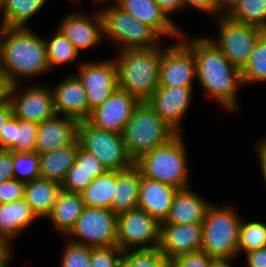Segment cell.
Returning <instances> with one entry per match:
<instances>
[{"mask_svg":"<svg viewBox=\"0 0 266 267\" xmlns=\"http://www.w3.org/2000/svg\"><path fill=\"white\" fill-rule=\"evenodd\" d=\"M193 52L196 76L209 96L226 110L238 109L237 87L243 85L241 70L232 65L210 38L181 39Z\"/></svg>","mask_w":266,"mask_h":267,"instance_id":"obj_1","label":"cell"},{"mask_svg":"<svg viewBox=\"0 0 266 267\" xmlns=\"http://www.w3.org/2000/svg\"><path fill=\"white\" fill-rule=\"evenodd\" d=\"M0 71L10 86L50 72L45 39L28 27L0 26Z\"/></svg>","mask_w":266,"mask_h":267,"instance_id":"obj_2","label":"cell"},{"mask_svg":"<svg viewBox=\"0 0 266 267\" xmlns=\"http://www.w3.org/2000/svg\"><path fill=\"white\" fill-rule=\"evenodd\" d=\"M162 47L125 49L115 59L118 87L147 102L159 86Z\"/></svg>","mask_w":266,"mask_h":267,"instance_id":"obj_3","label":"cell"},{"mask_svg":"<svg viewBox=\"0 0 266 267\" xmlns=\"http://www.w3.org/2000/svg\"><path fill=\"white\" fill-rule=\"evenodd\" d=\"M177 134L148 102H140L125 125L122 138L129 157L135 163Z\"/></svg>","mask_w":266,"mask_h":267,"instance_id":"obj_4","label":"cell"},{"mask_svg":"<svg viewBox=\"0 0 266 267\" xmlns=\"http://www.w3.org/2000/svg\"><path fill=\"white\" fill-rule=\"evenodd\" d=\"M185 149L181 133H178L164 145L143 155L135 165L144 177L172 185L179 190L187 189L188 164Z\"/></svg>","mask_w":266,"mask_h":267,"instance_id":"obj_5","label":"cell"},{"mask_svg":"<svg viewBox=\"0 0 266 267\" xmlns=\"http://www.w3.org/2000/svg\"><path fill=\"white\" fill-rule=\"evenodd\" d=\"M240 224V216L233 207L211 204L202 223L201 250L212 259L234 258L238 254Z\"/></svg>","mask_w":266,"mask_h":267,"instance_id":"obj_6","label":"cell"},{"mask_svg":"<svg viewBox=\"0 0 266 267\" xmlns=\"http://www.w3.org/2000/svg\"><path fill=\"white\" fill-rule=\"evenodd\" d=\"M104 36L115 42L119 51L159 47L161 36L148 24L135 19L115 3L101 11Z\"/></svg>","mask_w":266,"mask_h":267,"instance_id":"obj_7","label":"cell"},{"mask_svg":"<svg viewBox=\"0 0 266 267\" xmlns=\"http://www.w3.org/2000/svg\"><path fill=\"white\" fill-rule=\"evenodd\" d=\"M77 140L79 146L95 155L107 171H123L135 164L128 155L122 134L96 128L84 120L79 122Z\"/></svg>","mask_w":266,"mask_h":267,"instance_id":"obj_8","label":"cell"},{"mask_svg":"<svg viewBox=\"0 0 266 267\" xmlns=\"http://www.w3.org/2000/svg\"><path fill=\"white\" fill-rule=\"evenodd\" d=\"M159 233L160 223L139 207L117 215V245L122 251L158 248Z\"/></svg>","mask_w":266,"mask_h":267,"instance_id":"obj_9","label":"cell"},{"mask_svg":"<svg viewBox=\"0 0 266 267\" xmlns=\"http://www.w3.org/2000/svg\"><path fill=\"white\" fill-rule=\"evenodd\" d=\"M218 19L220 37L218 40L212 38L211 41L232 65L241 70L265 30L257 26L235 22L225 15Z\"/></svg>","mask_w":266,"mask_h":267,"instance_id":"obj_10","label":"cell"},{"mask_svg":"<svg viewBox=\"0 0 266 267\" xmlns=\"http://www.w3.org/2000/svg\"><path fill=\"white\" fill-rule=\"evenodd\" d=\"M67 236L80 238L71 242L88 247L118 246L117 214L108 208L86 206Z\"/></svg>","mask_w":266,"mask_h":267,"instance_id":"obj_11","label":"cell"},{"mask_svg":"<svg viewBox=\"0 0 266 267\" xmlns=\"http://www.w3.org/2000/svg\"><path fill=\"white\" fill-rule=\"evenodd\" d=\"M21 83L9 87L8 100L11 103L13 116L17 119L41 123L56 115L54 97L50 86H29L20 91Z\"/></svg>","mask_w":266,"mask_h":267,"instance_id":"obj_12","label":"cell"},{"mask_svg":"<svg viewBox=\"0 0 266 267\" xmlns=\"http://www.w3.org/2000/svg\"><path fill=\"white\" fill-rule=\"evenodd\" d=\"M78 79L87 94L91 111L103 104L118 88V74L115 60L82 63L78 67Z\"/></svg>","mask_w":266,"mask_h":267,"instance_id":"obj_13","label":"cell"},{"mask_svg":"<svg viewBox=\"0 0 266 267\" xmlns=\"http://www.w3.org/2000/svg\"><path fill=\"white\" fill-rule=\"evenodd\" d=\"M196 60L192 50L181 40L162 49L159 86H192Z\"/></svg>","mask_w":266,"mask_h":267,"instance_id":"obj_14","label":"cell"},{"mask_svg":"<svg viewBox=\"0 0 266 267\" xmlns=\"http://www.w3.org/2000/svg\"><path fill=\"white\" fill-rule=\"evenodd\" d=\"M139 103L118 87L103 104L91 111L87 121L96 128L122 134Z\"/></svg>","mask_w":266,"mask_h":267,"instance_id":"obj_15","label":"cell"},{"mask_svg":"<svg viewBox=\"0 0 266 267\" xmlns=\"http://www.w3.org/2000/svg\"><path fill=\"white\" fill-rule=\"evenodd\" d=\"M202 244V223H160L158 249L164 255L167 263L172 262L179 256L200 251Z\"/></svg>","mask_w":266,"mask_h":267,"instance_id":"obj_16","label":"cell"},{"mask_svg":"<svg viewBox=\"0 0 266 267\" xmlns=\"http://www.w3.org/2000/svg\"><path fill=\"white\" fill-rule=\"evenodd\" d=\"M193 86H158L147 101L161 118L177 133L190 105Z\"/></svg>","mask_w":266,"mask_h":267,"instance_id":"obj_17","label":"cell"},{"mask_svg":"<svg viewBox=\"0 0 266 267\" xmlns=\"http://www.w3.org/2000/svg\"><path fill=\"white\" fill-rule=\"evenodd\" d=\"M57 28L78 52L82 49L92 48L104 38L101 10L90 18L80 12L71 13L62 19Z\"/></svg>","mask_w":266,"mask_h":267,"instance_id":"obj_18","label":"cell"},{"mask_svg":"<svg viewBox=\"0 0 266 267\" xmlns=\"http://www.w3.org/2000/svg\"><path fill=\"white\" fill-rule=\"evenodd\" d=\"M57 115L68 116L77 121L90 117L87 94L76 75L70 74L52 89Z\"/></svg>","mask_w":266,"mask_h":267,"instance_id":"obj_19","label":"cell"},{"mask_svg":"<svg viewBox=\"0 0 266 267\" xmlns=\"http://www.w3.org/2000/svg\"><path fill=\"white\" fill-rule=\"evenodd\" d=\"M79 121L57 114L38 124L36 150L38 154L54 151L74 143L77 140Z\"/></svg>","mask_w":266,"mask_h":267,"instance_id":"obj_20","label":"cell"},{"mask_svg":"<svg viewBox=\"0 0 266 267\" xmlns=\"http://www.w3.org/2000/svg\"><path fill=\"white\" fill-rule=\"evenodd\" d=\"M178 190L172 185L141 174L138 207L161 223L166 219Z\"/></svg>","mask_w":266,"mask_h":267,"instance_id":"obj_21","label":"cell"},{"mask_svg":"<svg viewBox=\"0 0 266 267\" xmlns=\"http://www.w3.org/2000/svg\"><path fill=\"white\" fill-rule=\"evenodd\" d=\"M123 11L135 19L148 24L162 38L164 36L180 37L183 35L173 21L159 8L154 0H115ZM181 33V34H180ZM164 35V36H163Z\"/></svg>","mask_w":266,"mask_h":267,"instance_id":"obj_22","label":"cell"},{"mask_svg":"<svg viewBox=\"0 0 266 267\" xmlns=\"http://www.w3.org/2000/svg\"><path fill=\"white\" fill-rule=\"evenodd\" d=\"M211 206L200 195L192 190H178L166 219L161 223L168 224H195L203 223L206 212Z\"/></svg>","mask_w":266,"mask_h":267,"instance_id":"obj_23","label":"cell"},{"mask_svg":"<svg viewBox=\"0 0 266 267\" xmlns=\"http://www.w3.org/2000/svg\"><path fill=\"white\" fill-rule=\"evenodd\" d=\"M38 219L25 198L0 204V235L10 241Z\"/></svg>","mask_w":266,"mask_h":267,"instance_id":"obj_24","label":"cell"},{"mask_svg":"<svg viewBox=\"0 0 266 267\" xmlns=\"http://www.w3.org/2000/svg\"><path fill=\"white\" fill-rule=\"evenodd\" d=\"M141 171L134 164L123 171H116V191L111 210L117 215L138 207Z\"/></svg>","mask_w":266,"mask_h":267,"instance_id":"obj_25","label":"cell"},{"mask_svg":"<svg viewBox=\"0 0 266 267\" xmlns=\"http://www.w3.org/2000/svg\"><path fill=\"white\" fill-rule=\"evenodd\" d=\"M85 207L81 193L62 190L47 218L59 232L68 235Z\"/></svg>","mask_w":266,"mask_h":267,"instance_id":"obj_26","label":"cell"},{"mask_svg":"<svg viewBox=\"0 0 266 267\" xmlns=\"http://www.w3.org/2000/svg\"><path fill=\"white\" fill-rule=\"evenodd\" d=\"M61 191L60 183L37 178L26 183L24 198L38 218H46L50 214Z\"/></svg>","mask_w":266,"mask_h":267,"instance_id":"obj_27","label":"cell"},{"mask_svg":"<svg viewBox=\"0 0 266 267\" xmlns=\"http://www.w3.org/2000/svg\"><path fill=\"white\" fill-rule=\"evenodd\" d=\"M77 149L78 140L63 148L40 153V178L62 184L68 170L75 163Z\"/></svg>","mask_w":266,"mask_h":267,"instance_id":"obj_28","label":"cell"},{"mask_svg":"<svg viewBox=\"0 0 266 267\" xmlns=\"http://www.w3.org/2000/svg\"><path fill=\"white\" fill-rule=\"evenodd\" d=\"M224 15L235 22L266 31V0H228Z\"/></svg>","mask_w":266,"mask_h":267,"instance_id":"obj_29","label":"cell"},{"mask_svg":"<svg viewBox=\"0 0 266 267\" xmlns=\"http://www.w3.org/2000/svg\"><path fill=\"white\" fill-rule=\"evenodd\" d=\"M48 0H0L2 27H27L26 23Z\"/></svg>","mask_w":266,"mask_h":267,"instance_id":"obj_30","label":"cell"},{"mask_svg":"<svg viewBox=\"0 0 266 267\" xmlns=\"http://www.w3.org/2000/svg\"><path fill=\"white\" fill-rule=\"evenodd\" d=\"M116 191V171H107L98 176L81 192L85 206L108 208Z\"/></svg>","mask_w":266,"mask_h":267,"instance_id":"obj_31","label":"cell"},{"mask_svg":"<svg viewBox=\"0 0 266 267\" xmlns=\"http://www.w3.org/2000/svg\"><path fill=\"white\" fill-rule=\"evenodd\" d=\"M241 74L244 85L266 82V31L258 39Z\"/></svg>","mask_w":266,"mask_h":267,"instance_id":"obj_32","label":"cell"},{"mask_svg":"<svg viewBox=\"0 0 266 267\" xmlns=\"http://www.w3.org/2000/svg\"><path fill=\"white\" fill-rule=\"evenodd\" d=\"M45 43L50 70L58 65L71 63L79 56L75 46L58 29L51 39H45Z\"/></svg>","mask_w":266,"mask_h":267,"instance_id":"obj_33","label":"cell"},{"mask_svg":"<svg viewBox=\"0 0 266 267\" xmlns=\"http://www.w3.org/2000/svg\"><path fill=\"white\" fill-rule=\"evenodd\" d=\"M266 247V225L261 222H242L239 228L238 254ZM244 250V251H243Z\"/></svg>","mask_w":266,"mask_h":267,"instance_id":"obj_34","label":"cell"},{"mask_svg":"<svg viewBox=\"0 0 266 267\" xmlns=\"http://www.w3.org/2000/svg\"><path fill=\"white\" fill-rule=\"evenodd\" d=\"M14 179L28 183L40 178V161L37 152H13Z\"/></svg>","mask_w":266,"mask_h":267,"instance_id":"obj_35","label":"cell"},{"mask_svg":"<svg viewBox=\"0 0 266 267\" xmlns=\"http://www.w3.org/2000/svg\"><path fill=\"white\" fill-rule=\"evenodd\" d=\"M122 267H168V263L158 248L127 250L122 256Z\"/></svg>","mask_w":266,"mask_h":267,"instance_id":"obj_36","label":"cell"},{"mask_svg":"<svg viewBox=\"0 0 266 267\" xmlns=\"http://www.w3.org/2000/svg\"><path fill=\"white\" fill-rule=\"evenodd\" d=\"M38 123L16 118V134L12 152H35Z\"/></svg>","mask_w":266,"mask_h":267,"instance_id":"obj_37","label":"cell"},{"mask_svg":"<svg viewBox=\"0 0 266 267\" xmlns=\"http://www.w3.org/2000/svg\"><path fill=\"white\" fill-rule=\"evenodd\" d=\"M123 253L118 246L90 247L91 267H122Z\"/></svg>","mask_w":266,"mask_h":267,"instance_id":"obj_38","label":"cell"},{"mask_svg":"<svg viewBox=\"0 0 266 267\" xmlns=\"http://www.w3.org/2000/svg\"><path fill=\"white\" fill-rule=\"evenodd\" d=\"M60 267H91L90 247L66 242Z\"/></svg>","mask_w":266,"mask_h":267,"instance_id":"obj_39","label":"cell"},{"mask_svg":"<svg viewBox=\"0 0 266 267\" xmlns=\"http://www.w3.org/2000/svg\"><path fill=\"white\" fill-rule=\"evenodd\" d=\"M92 180L90 174L78 169V164L74 163L68 170L61 187L66 192L81 193Z\"/></svg>","mask_w":266,"mask_h":267,"instance_id":"obj_40","label":"cell"},{"mask_svg":"<svg viewBox=\"0 0 266 267\" xmlns=\"http://www.w3.org/2000/svg\"><path fill=\"white\" fill-rule=\"evenodd\" d=\"M75 163L78 164V169L90 174L93 179L104 175L107 172V169L103 166L99 159L92 153L82 149L79 146V143Z\"/></svg>","mask_w":266,"mask_h":267,"instance_id":"obj_41","label":"cell"},{"mask_svg":"<svg viewBox=\"0 0 266 267\" xmlns=\"http://www.w3.org/2000/svg\"><path fill=\"white\" fill-rule=\"evenodd\" d=\"M212 260L204 251L200 250L179 256L168 263V267H210Z\"/></svg>","mask_w":266,"mask_h":267,"instance_id":"obj_42","label":"cell"},{"mask_svg":"<svg viewBox=\"0 0 266 267\" xmlns=\"http://www.w3.org/2000/svg\"><path fill=\"white\" fill-rule=\"evenodd\" d=\"M26 183L11 179L0 183V204L11 203L24 197Z\"/></svg>","mask_w":266,"mask_h":267,"instance_id":"obj_43","label":"cell"},{"mask_svg":"<svg viewBox=\"0 0 266 267\" xmlns=\"http://www.w3.org/2000/svg\"><path fill=\"white\" fill-rule=\"evenodd\" d=\"M185 6L186 7L192 6L195 9L197 8L201 11L207 12V13L215 15V16H216V14H217V16H218V14H219V16H222L225 14V2H224V0H183V9Z\"/></svg>","mask_w":266,"mask_h":267,"instance_id":"obj_44","label":"cell"},{"mask_svg":"<svg viewBox=\"0 0 266 267\" xmlns=\"http://www.w3.org/2000/svg\"><path fill=\"white\" fill-rule=\"evenodd\" d=\"M16 134V118L12 116L2 127L0 133V149L10 150L14 146Z\"/></svg>","mask_w":266,"mask_h":267,"instance_id":"obj_45","label":"cell"},{"mask_svg":"<svg viewBox=\"0 0 266 267\" xmlns=\"http://www.w3.org/2000/svg\"><path fill=\"white\" fill-rule=\"evenodd\" d=\"M14 179L13 152L0 149V183Z\"/></svg>","mask_w":266,"mask_h":267,"instance_id":"obj_46","label":"cell"},{"mask_svg":"<svg viewBox=\"0 0 266 267\" xmlns=\"http://www.w3.org/2000/svg\"><path fill=\"white\" fill-rule=\"evenodd\" d=\"M247 267H266V247L246 253Z\"/></svg>","mask_w":266,"mask_h":267,"instance_id":"obj_47","label":"cell"},{"mask_svg":"<svg viewBox=\"0 0 266 267\" xmlns=\"http://www.w3.org/2000/svg\"><path fill=\"white\" fill-rule=\"evenodd\" d=\"M159 8L166 14L168 18L169 14L183 9V0H154Z\"/></svg>","mask_w":266,"mask_h":267,"instance_id":"obj_48","label":"cell"},{"mask_svg":"<svg viewBox=\"0 0 266 267\" xmlns=\"http://www.w3.org/2000/svg\"><path fill=\"white\" fill-rule=\"evenodd\" d=\"M10 242L9 239L0 235V267H9L8 263L12 254Z\"/></svg>","mask_w":266,"mask_h":267,"instance_id":"obj_49","label":"cell"},{"mask_svg":"<svg viewBox=\"0 0 266 267\" xmlns=\"http://www.w3.org/2000/svg\"><path fill=\"white\" fill-rule=\"evenodd\" d=\"M13 116V110L10 101L7 99L0 104V133L3 125Z\"/></svg>","mask_w":266,"mask_h":267,"instance_id":"obj_50","label":"cell"},{"mask_svg":"<svg viewBox=\"0 0 266 267\" xmlns=\"http://www.w3.org/2000/svg\"><path fill=\"white\" fill-rule=\"evenodd\" d=\"M262 140L257 144L256 151L258 152L259 162L261 165V170L263 172L262 175L266 183V139Z\"/></svg>","mask_w":266,"mask_h":267,"instance_id":"obj_51","label":"cell"},{"mask_svg":"<svg viewBox=\"0 0 266 267\" xmlns=\"http://www.w3.org/2000/svg\"><path fill=\"white\" fill-rule=\"evenodd\" d=\"M9 87L8 81L0 71V104L8 99Z\"/></svg>","mask_w":266,"mask_h":267,"instance_id":"obj_52","label":"cell"},{"mask_svg":"<svg viewBox=\"0 0 266 267\" xmlns=\"http://www.w3.org/2000/svg\"><path fill=\"white\" fill-rule=\"evenodd\" d=\"M234 258H219V259H213L210 267H232L230 264V260L232 261Z\"/></svg>","mask_w":266,"mask_h":267,"instance_id":"obj_53","label":"cell"},{"mask_svg":"<svg viewBox=\"0 0 266 267\" xmlns=\"http://www.w3.org/2000/svg\"><path fill=\"white\" fill-rule=\"evenodd\" d=\"M95 3H106V2H108V0H93Z\"/></svg>","mask_w":266,"mask_h":267,"instance_id":"obj_54","label":"cell"}]
</instances>
